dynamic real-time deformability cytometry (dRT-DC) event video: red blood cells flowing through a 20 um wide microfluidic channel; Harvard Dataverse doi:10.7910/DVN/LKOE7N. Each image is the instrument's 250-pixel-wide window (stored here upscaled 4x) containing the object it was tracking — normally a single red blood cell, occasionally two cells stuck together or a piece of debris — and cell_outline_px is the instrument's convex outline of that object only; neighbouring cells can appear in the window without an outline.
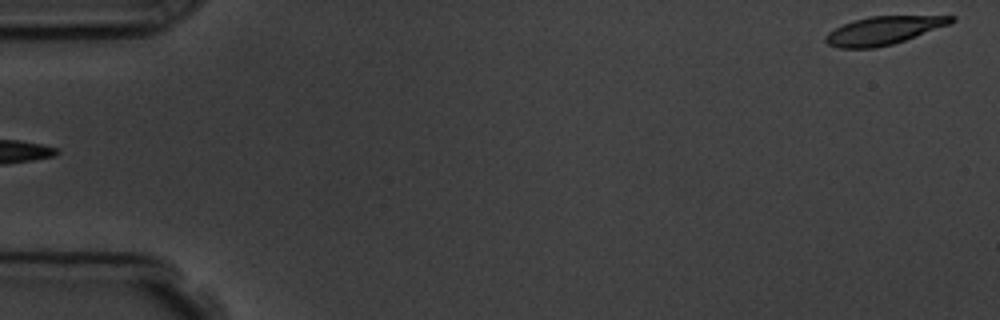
{"species": "common noctule bat (a hibernating species)", "species_latin": "Nyctalus noctula", "temperature_condition": "room temperature", "stored_images_in_passage": 5, "segment_of_instrument_passage": [2, 2], "camera_frame_rate_fps": 3000, "um_per_image_px": 0.085, "animal": {"sex": "male", "body_mass_g": 19.5, "forearm_length_mm": 54.6}, "frame": {"image": 1, "passage_image": 5, "time_ms": 5.667, "image_size_px": [1000, 320], "cell_outline_px": [[956, 20], [948, 24], [904, 40], [892, 44], [872, 48], [840, 48], [828, 44], [824, 40], [824, 36], [828, 32], [844, 24], [868, 16], [956, 16]], "centroid_in_image_um": [75.05, 2.59], "position_along_channel_um": 9.9, "area_um2": 20.17}}